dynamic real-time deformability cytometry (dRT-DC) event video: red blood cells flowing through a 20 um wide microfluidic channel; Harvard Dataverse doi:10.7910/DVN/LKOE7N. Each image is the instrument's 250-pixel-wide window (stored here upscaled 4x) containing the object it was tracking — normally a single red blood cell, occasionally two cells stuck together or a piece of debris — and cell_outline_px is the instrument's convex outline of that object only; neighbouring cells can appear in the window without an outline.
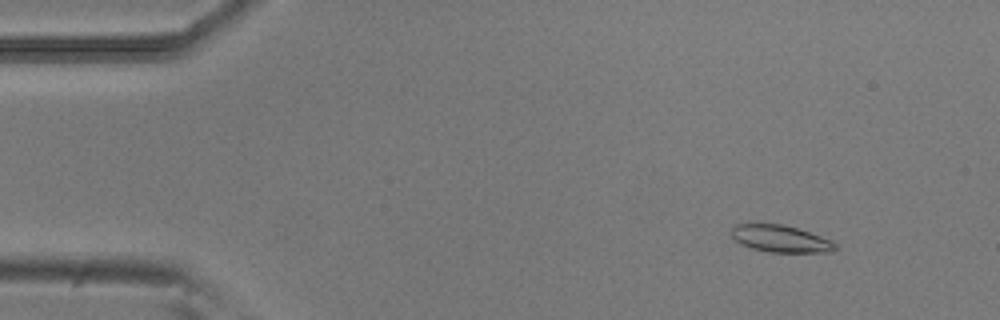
{"species": "common noctule bat (a hibernating species)", "species_latin": "Nyctalus noctula", "temperature_condition": "room temperature", "stored_images_in_passage": 54, "camera_frame_rate_fps": 3000, "um_per_image_px": 0.085, "animal": {"sex": "male", "body_mass_g": 20.5, "forearm_length_mm": 52.5}, "frame": {"image": 1, "passage_image": 6, "time_ms": 1.667, "image_size_px": [1000, 320], "cell_outline_px": [[836, 248], [832, 252], [768, 252], [752, 248], [740, 244], [732, 236], [732, 228], [736, 224], [780, 224], [796, 228], [832, 240], [836, 244]], "centroid_in_image_um": [66.35, 20.3], "position_along_channel_um": 18.7, "area_um2": 16.13}}
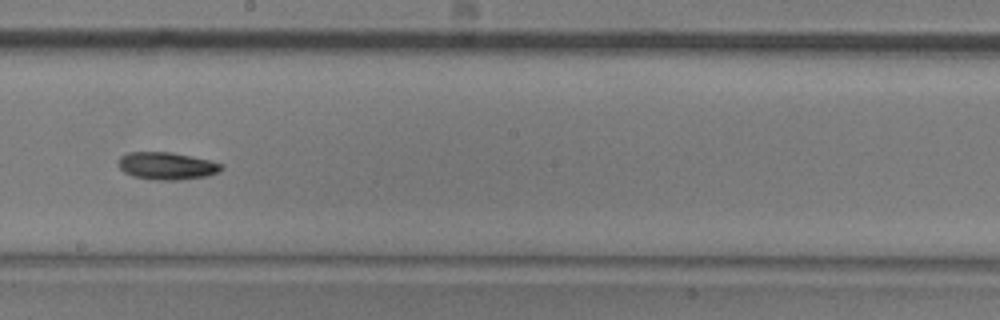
{"frame": {"image": 2, "passage_image": 30, "time_ms": 9.667, "image_size_px": [1000, 320], "cell_outline_px": [[224, 168], [220, 172], [208, 176], [180, 180], [156, 180], [132, 176], [124, 172], [116, 164], [116, 160], [120, 156], [128, 152], [172, 152], [192, 156], [224, 164]], "centroid_in_image_um": [14.17, 14.1], "position_along_channel_um": 234.0, "area_um2": 16.82}}
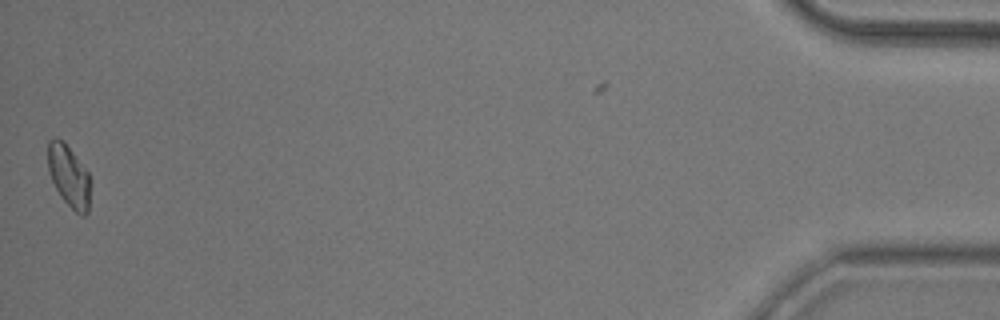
{"frame": {"image": 3, "passage_image": 53, "time_ms": 17.333, "image_size_px": [1000, 320], "cell_outline_px": [[88, 212], [84, 216], [80, 216], [60, 196], [52, 180], [48, 168], [48, 140], [56, 136], [64, 140], [88, 172]], "centroid_in_image_um": [5.82, 14.91], "position_along_channel_um": 429.4, "area_um2": 15.09}, "authors_computed_cell_mechanics": {"area_um2": 16.0973, "velocity_mm_per_s": 3.8017, "shape_relaxation_time_tau1_ms": 4.6505, "shape_relaxation_time_tau2_ms": 7.218, "deformation_change_tau1": 0.1577, "deformation_change_tau2": 0.1196}}